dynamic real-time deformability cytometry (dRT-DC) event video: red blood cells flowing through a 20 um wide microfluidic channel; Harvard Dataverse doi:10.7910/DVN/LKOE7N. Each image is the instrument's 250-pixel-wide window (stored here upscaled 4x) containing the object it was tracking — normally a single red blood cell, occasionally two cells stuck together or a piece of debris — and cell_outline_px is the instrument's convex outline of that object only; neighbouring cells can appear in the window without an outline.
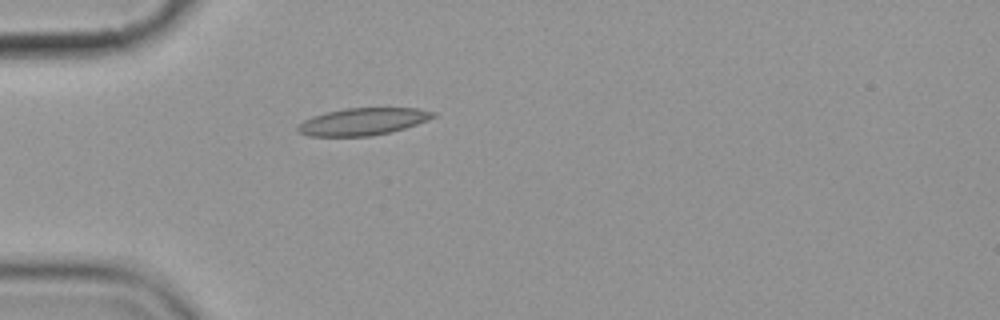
{"species": "common noctule bat (a hibernating species)", "species_latin": "Nyctalus noctula", "temperature_condition": "cold", "stored_images_in_passage": 1, "camera_frame_rate_fps": 3000, "um_per_image_px": 0.085, "animal": {"sex": "female", "body_mass_g": 19.9}, "frame": {"image": 1, "passage_image": 1, "time_ms": 0.0, "image_size_px": [1000, 320], "cell_outline_px": [[436, 116], [428, 120], [392, 132], [372, 136], [308, 136], [300, 132], [296, 128], [296, 124], [312, 116], [344, 108], [416, 108], [436, 112]], "centroid_in_image_um": [30.83, 10.33], "position_along_channel_um": 54.2, "area_um2": 21.5}}